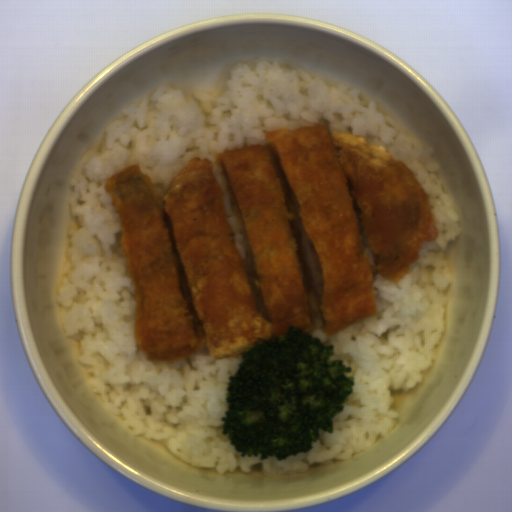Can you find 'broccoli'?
<instances>
[{
	"instance_id": "obj_1",
	"label": "broccoli",
	"mask_w": 512,
	"mask_h": 512,
	"mask_svg": "<svg viewBox=\"0 0 512 512\" xmlns=\"http://www.w3.org/2000/svg\"><path fill=\"white\" fill-rule=\"evenodd\" d=\"M334 354V345L290 325L244 350L222 418L223 435L239 455L281 461L310 452L320 431L334 432L354 389L352 371L330 360Z\"/></svg>"
}]
</instances>
